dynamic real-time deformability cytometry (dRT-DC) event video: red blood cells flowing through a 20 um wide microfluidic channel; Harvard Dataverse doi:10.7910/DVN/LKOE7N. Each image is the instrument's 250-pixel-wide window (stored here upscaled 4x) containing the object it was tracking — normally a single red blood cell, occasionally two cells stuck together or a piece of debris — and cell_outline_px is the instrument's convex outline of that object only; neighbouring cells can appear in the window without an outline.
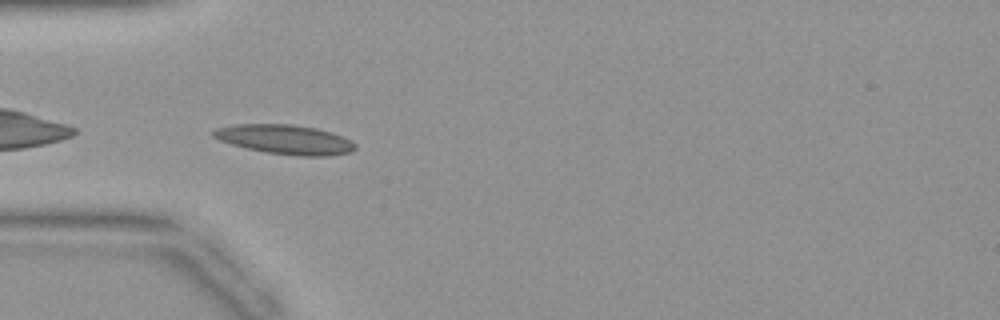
{"species": "common noctule bat (a hibernating species)", "species_latin": "Nyctalus noctula", "temperature_condition": "warm", "stored_images_in_passage": 27, "camera_frame_rate_fps": 3000, "um_per_image_px": 0.085, "animal": {"sex": "female", "body_mass_g": 19.9}, "frame": {"image": 1, "passage_image": 1, "time_ms": 0.0, "image_size_px": [1000, 320], "cell_outline_px": [[356, 148], [352, 152], [328, 156], [300, 156], [264, 152], [244, 148], [220, 140], [212, 136], [212, 132], [216, 128], [236, 124], [292, 124], [316, 128], [332, 132], [352, 140], [356, 144]], "centroid_in_image_um": [24.26, 11.86], "position_along_channel_um": 60.7, "area_um2": 24.51}}
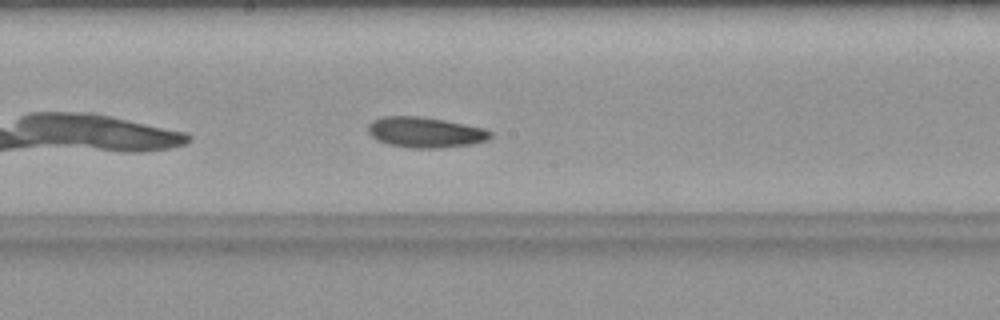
{"frame": {"image": 2, "passage_image": 11, "time_ms": 3.333, "image_size_px": [1000, 320], "cell_outline_px": [[492, 136], [488, 140], [472, 144], [440, 148], [412, 148], [388, 144], [376, 140], [368, 132], [368, 124], [372, 120], [380, 116], [420, 116], [444, 120], [484, 128], [492, 132]], "centroid_in_image_um": [36.13, 11.24], "position_along_channel_um": 212.1, "area_um2": 21.91}}
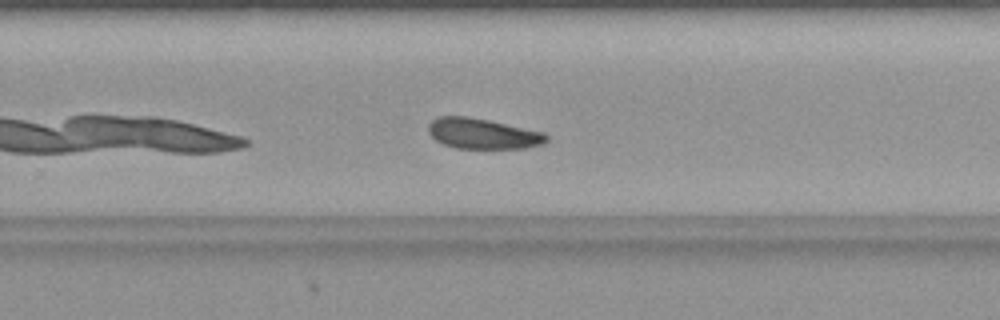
{"frame": {"image": 3, "passage_image": 16, "time_ms": 5.0, "image_size_px": [1000, 320], "cell_outline_px": [[548, 140], [540, 144], [524, 148], [456, 148], [444, 144], [436, 140], [428, 132], [428, 124], [436, 116], [468, 116], [488, 120], [544, 132], [548, 136]], "centroid_in_image_um": [41.0, 11.35], "position_along_channel_um": 288.8, "area_um2": 20.87}}